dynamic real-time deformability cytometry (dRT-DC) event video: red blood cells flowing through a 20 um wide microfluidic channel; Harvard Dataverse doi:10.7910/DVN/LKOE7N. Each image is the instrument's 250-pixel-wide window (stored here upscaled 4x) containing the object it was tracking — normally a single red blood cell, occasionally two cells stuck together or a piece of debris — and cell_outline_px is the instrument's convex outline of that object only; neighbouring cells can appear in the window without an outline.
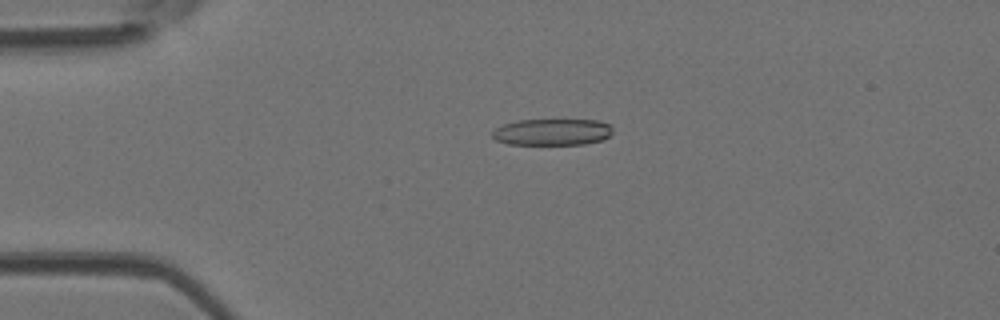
{"species": "Egyptian fruit bat (a non-hibernating species)", "species_latin": "Rousettus aegyptiacus", "temperature_condition": "room temperature", "stored_images_in_passage": 48, "camera_frame_rate_fps": 3000, "um_per_image_px": 0.085, "animal": {"sex": "female"}, "frame": {"image": 1, "passage_image": 11, "time_ms": 3.333, "image_size_px": [1000, 320], "cell_outline_px": [[612, 132], [608, 136], [600, 140], [584, 144], [508, 144], [496, 140], [492, 136], [492, 132], [496, 128], [504, 124], [516, 120], [596, 120], [608, 124], [612, 128]], "centroid_in_image_um": [46.91, 11.22], "position_along_channel_um": 38.1, "area_um2": 18.44}}
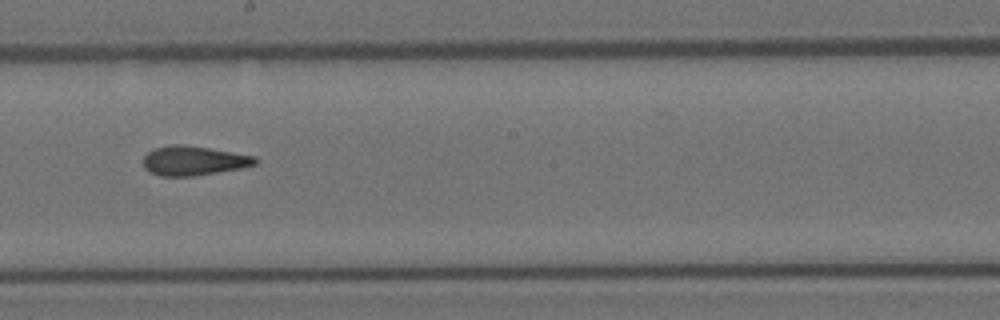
{"frame": {"image": 2, "passage_image": 27, "time_ms": 8.667, "image_size_px": [1000, 320], "cell_outline_px": [[260, 160], [256, 164], [244, 168], [192, 176], [160, 176], [148, 172], [144, 168], [144, 156], [152, 148], [172, 144], [184, 144], [256, 156]], "centroid_in_image_um": [16.46, 13.66], "position_along_channel_um": 231.7, "area_um2": 19.42}}
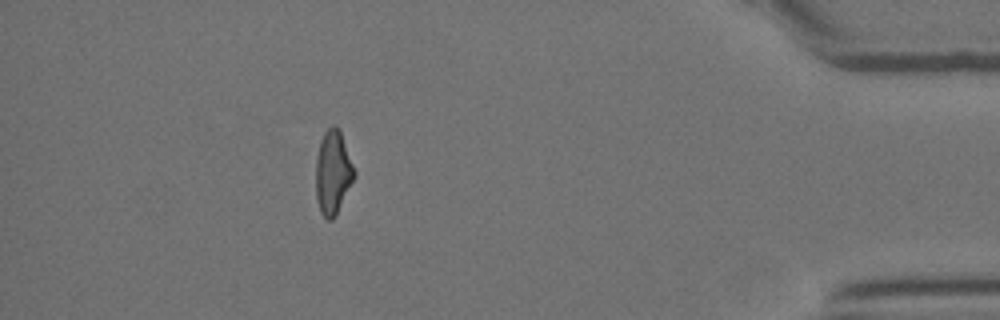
{"frame": {"image": 3, "passage_image": 43, "time_ms": 14.0, "image_size_px": [1000, 320], "cell_outline_px": [[356, 176], [336, 216], [332, 220], [328, 220], [320, 212], [316, 196], [316, 160], [320, 140], [324, 132], [332, 124], [336, 124], [340, 128], [356, 172]], "centroid_in_image_um": [28.32, 14.63], "position_along_channel_um": 406.9, "area_um2": 19.13}, "authors_computed_cell_mechanics": {"area_um2": 19.3341, "velocity_mm_per_s": 4.2468, "shape_relaxation_time_tau1_ms": null, "shape_relaxation_time_tau2_ms": 2.7653, "deformation_change_tau1": null, "deformation_change_tau2": 0.1241}}